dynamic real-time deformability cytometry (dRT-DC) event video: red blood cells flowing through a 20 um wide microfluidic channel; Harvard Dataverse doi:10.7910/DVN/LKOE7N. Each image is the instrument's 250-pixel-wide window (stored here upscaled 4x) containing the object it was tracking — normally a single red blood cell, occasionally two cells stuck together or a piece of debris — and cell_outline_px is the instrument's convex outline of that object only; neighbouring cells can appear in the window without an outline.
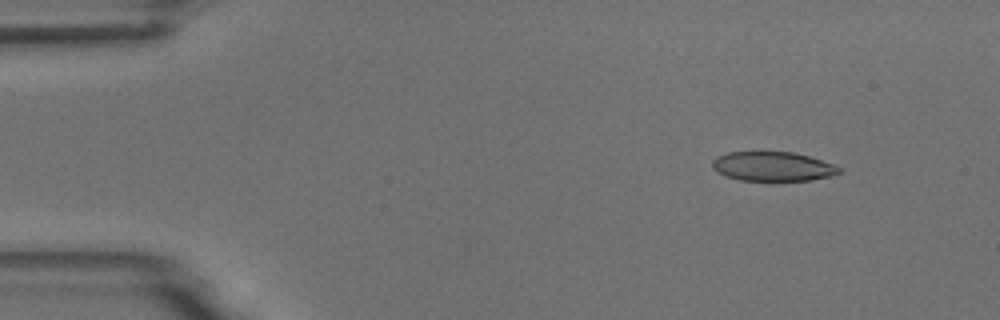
{"species": "common noctule bat (a hibernating species)", "species_latin": "Nyctalus noctula", "temperature_condition": "room temperature", "stored_images_in_passage": 4, "camera_frame_rate_fps": 3000, "um_per_image_px": 0.085, "animal": {"sex": "male", "body_mass_g": 18.8}, "frame": {"image": 1, "passage_image": 2, "time_ms": 1.333, "image_size_px": [1000, 320], "cell_outline_px": [[840, 172], [832, 176], [812, 180], [740, 180], [728, 176], [712, 168], [712, 160], [716, 156], [728, 152], [792, 152], [808, 156], [832, 164], [840, 168]], "centroid_in_image_um": [65.67, 14.14], "position_along_channel_um": 19.3, "area_um2": 21.39}}
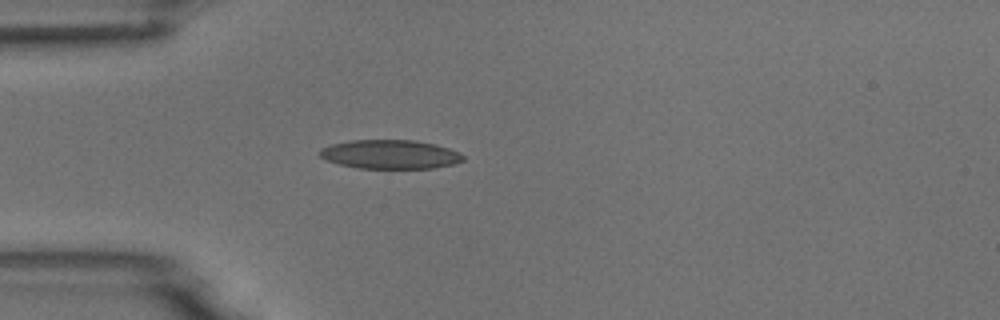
{"frame": {"image": 2, "passage_image": 4, "time_ms": 4.333, "image_size_px": [1000, 320], "cell_outline_px": [[464, 160], [456, 164], [432, 168], [356, 168], [340, 164], [328, 160], [320, 156], [320, 148], [332, 144], [352, 140], [416, 140], [436, 144], [448, 148], [464, 156]], "centroid_in_image_um": [33.18, 13.12], "position_along_channel_um": 51.8, "area_um2": 24.1}}